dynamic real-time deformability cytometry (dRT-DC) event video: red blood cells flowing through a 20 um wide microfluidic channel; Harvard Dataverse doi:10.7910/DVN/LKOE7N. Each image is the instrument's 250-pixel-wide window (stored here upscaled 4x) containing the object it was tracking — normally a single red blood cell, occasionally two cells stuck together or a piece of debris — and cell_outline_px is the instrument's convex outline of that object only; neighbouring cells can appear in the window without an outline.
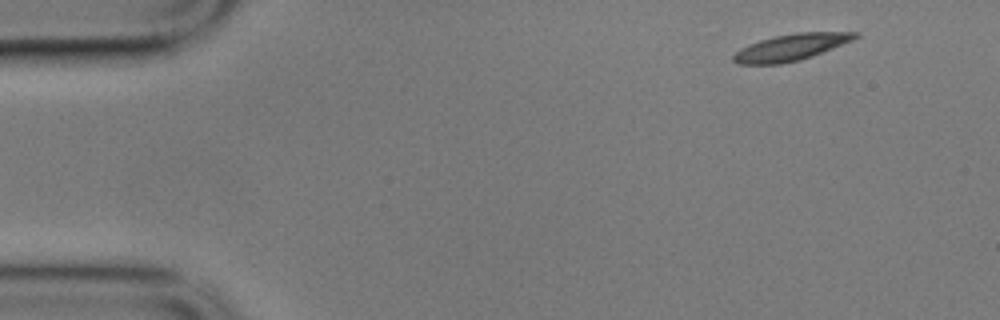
{"species": "common noctule bat (a hibernating species)", "species_latin": "Nyctalus noctula", "temperature_condition": "cold", "stored_images_in_passage": 4, "camera_frame_rate_fps": 3000, "um_per_image_px": 0.085, "animal": {"sex": "male", "body_mass_g": 17.9}, "frame": {"image": 1, "passage_image": 1, "time_ms": 0.0, "image_size_px": [1000, 320], "cell_outline_px": [[860, 36], [852, 40], [812, 56], [800, 60], [780, 64], [736, 64], [732, 60], [732, 56], [740, 48], [748, 44], [760, 40], [776, 36], [796, 32], [860, 32]], "centroid_in_image_um": [67.2, 4.02], "position_along_channel_um": 17.8, "area_um2": 18.79}}
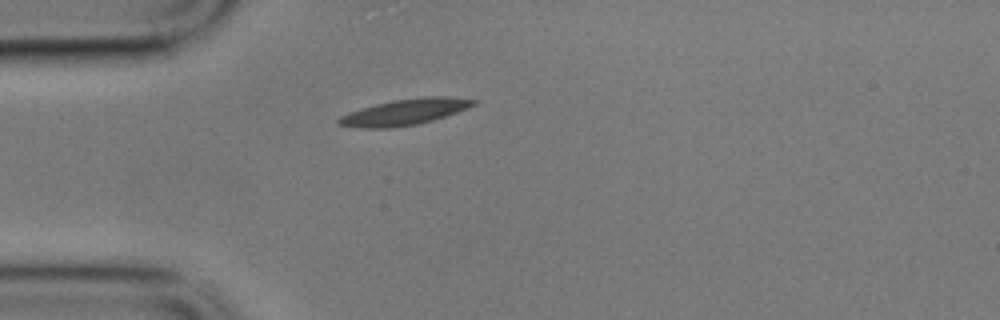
{"frame": {"image": 2, "passage_image": 4, "time_ms": 1.0, "image_size_px": [1000, 320], "cell_outline_px": [[480, 100], [476, 104], [468, 108], [432, 120], [416, 124], [392, 128], [360, 128], [336, 124], [336, 120], [340, 116], [348, 112], [376, 104], [392, 100], [424, 96], [444, 96]], "centroid_in_image_um": [34.39, 9.51], "position_along_channel_um": 50.6, "area_um2": 20.46}}